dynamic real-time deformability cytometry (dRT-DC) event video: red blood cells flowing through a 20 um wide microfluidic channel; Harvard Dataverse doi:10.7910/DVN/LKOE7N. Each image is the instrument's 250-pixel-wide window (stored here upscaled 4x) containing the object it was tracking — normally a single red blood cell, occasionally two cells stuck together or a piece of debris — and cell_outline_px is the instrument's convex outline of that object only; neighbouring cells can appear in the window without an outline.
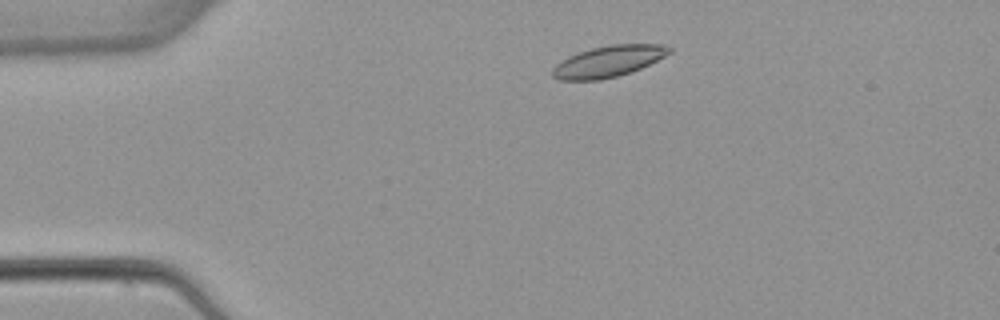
{"species": "common noctule bat (a hibernating species)", "species_latin": "Nyctalus noctula", "temperature_condition": "warm", "stored_images_in_passage": 3, "camera_frame_rate_fps": 3000, "um_per_image_px": 0.085, "animal": {"sex": "female", "body_mass_g": 22.7, "forearm_length_mm": 54.2}, "frame": {"image": 1, "passage_image": 2, "time_ms": 1.0, "image_size_px": [1000, 320], "cell_outline_px": [[672, 52], [640, 68], [616, 76], [600, 80], [560, 80], [552, 76], [552, 68], [560, 60], [568, 56], [592, 48], [612, 44], [664, 44], [672, 48]], "centroid_in_image_um": [51.69, 5.21], "position_along_channel_um": 33.3, "area_um2": 21.1}}